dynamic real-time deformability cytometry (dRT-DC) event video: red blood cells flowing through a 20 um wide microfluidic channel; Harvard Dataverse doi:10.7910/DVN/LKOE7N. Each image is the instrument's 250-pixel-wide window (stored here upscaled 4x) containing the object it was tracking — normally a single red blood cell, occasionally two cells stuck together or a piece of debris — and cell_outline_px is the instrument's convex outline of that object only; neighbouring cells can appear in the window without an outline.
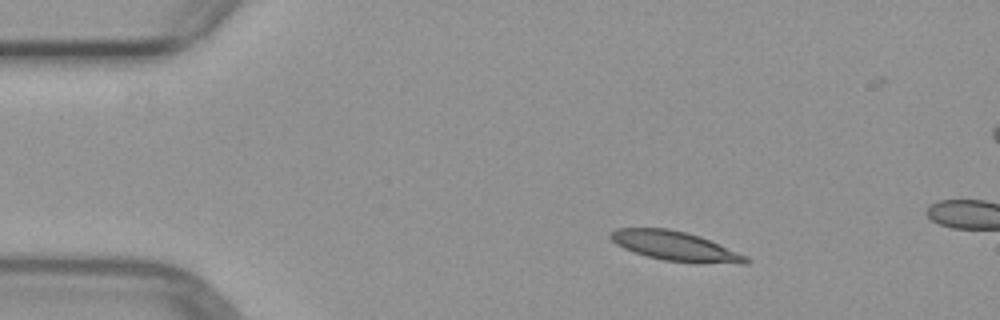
{"species": "common noctule bat (a hibernating species)", "species_latin": "Nyctalus noctula", "temperature_condition": "warm", "stored_images_in_passage": 3, "camera_frame_rate_fps": 3000, "um_per_image_px": 0.085, "animal": {"sex": "female", "body_mass_g": 29.2, "forearm_length_mm": 56.3}, "frame": {"image": 1, "passage_image": 2, "time_ms": 1.333, "image_size_px": [1000, 320], "cell_outline_px": [[752, 260], [748, 264], [740, 264], [664, 260], [632, 252], [616, 244], [608, 236], [616, 228], [668, 228], [700, 236], [748, 256]], "centroid_in_image_um": [57.41, 20.91], "position_along_channel_um": 27.6, "area_um2": 22.95}}